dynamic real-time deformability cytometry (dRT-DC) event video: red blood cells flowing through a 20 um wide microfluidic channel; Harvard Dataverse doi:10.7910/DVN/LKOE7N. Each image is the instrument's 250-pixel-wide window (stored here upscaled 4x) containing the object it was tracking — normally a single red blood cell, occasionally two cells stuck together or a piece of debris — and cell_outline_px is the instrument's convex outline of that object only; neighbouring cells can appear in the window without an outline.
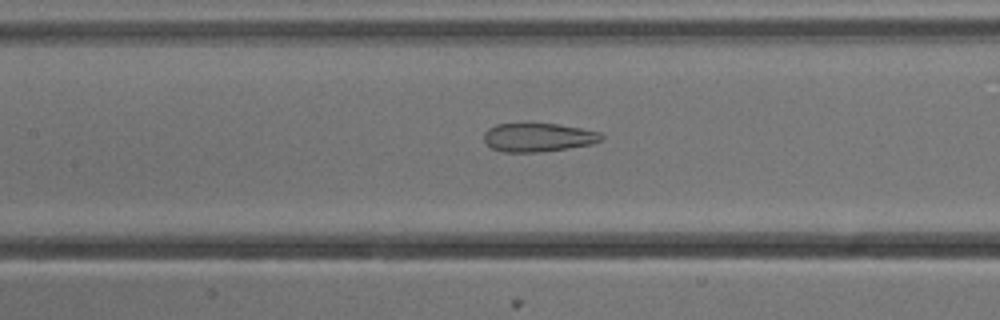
{"species": "common noctule bat (a hibernating species)", "species_latin": "Nyctalus noctula", "temperature_condition": "cold", "stored_images_in_passage": 29, "camera_frame_rate_fps": 3000, "um_per_image_px": 0.085, "animal": {"sex": "male", "body_mass_g": 13.3}, "frame": {"image": 1, "passage_image": 24, "time_ms": 7.667, "image_size_px": [1000, 320], "cell_outline_px": [[604, 140], [592, 144], [568, 148], [540, 152], [504, 152], [492, 148], [484, 140], [484, 132], [488, 128], [496, 124], [560, 124], [600, 132], [604, 136]], "centroid_in_image_um": [45.77, 11.68], "position_along_channel_um": 161.6, "area_um2": 19.59}}
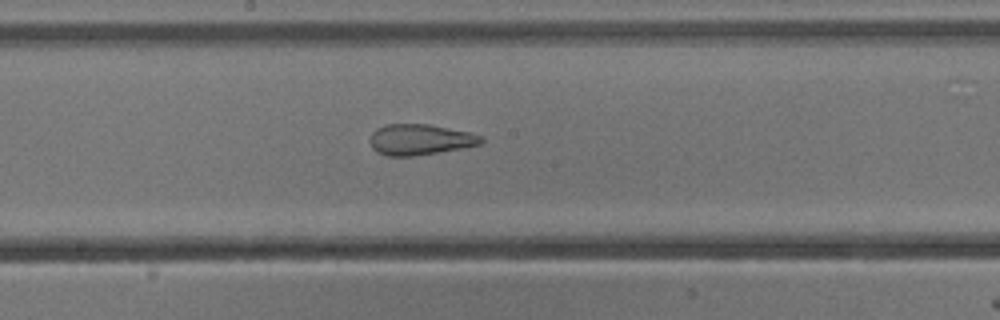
{"frame": {"image": 2, "passage_image": 28, "time_ms": 9.0, "image_size_px": [1000, 320], "cell_outline_px": [[484, 140], [480, 144], [460, 148], [412, 156], [388, 156], [376, 152], [372, 148], [368, 140], [372, 132], [376, 128], [384, 124], [428, 124], [468, 132], [484, 136]], "centroid_in_image_um": [35.64, 11.85], "position_along_channel_um": 212.6, "area_um2": 19.94}}